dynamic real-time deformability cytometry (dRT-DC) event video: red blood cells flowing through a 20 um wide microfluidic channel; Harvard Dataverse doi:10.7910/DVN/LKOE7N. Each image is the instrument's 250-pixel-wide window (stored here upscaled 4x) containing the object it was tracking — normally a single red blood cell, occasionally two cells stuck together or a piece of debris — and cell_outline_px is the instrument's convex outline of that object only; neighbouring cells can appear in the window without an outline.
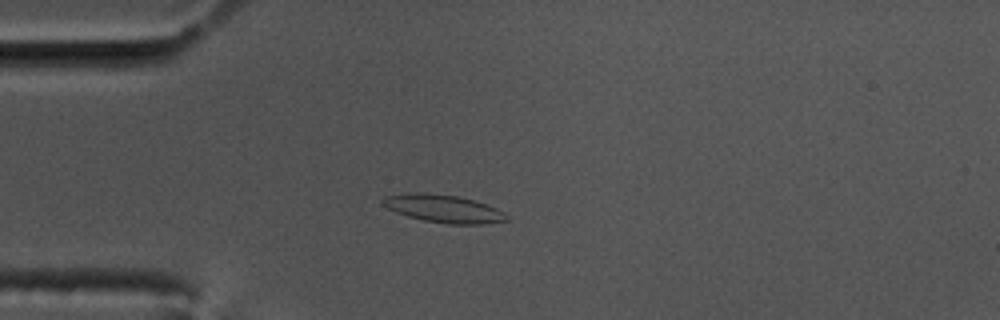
{"species": "common noctule bat (a hibernating species)", "species_latin": "Nyctalus noctula", "temperature_condition": "cold", "stored_images_in_passage": 59, "camera_frame_rate_fps": 3000, "um_per_image_px": 0.085, "animal": {"sex": "male", "body_mass_g": 17.5, "forearm_length_mm": 52.3}, "frame": {"image": 1, "passage_image": 16, "time_ms": 5.0, "image_size_px": [1000, 320], "cell_outline_px": [[508, 220], [484, 224], [448, 224], [424, 220], [408, 216], [396, 212], [380, 204], [380, 200], [384, 196], [408, 192], [424, 192], [456, 196], [476, 200], [488, 204], [504, 212], [508, 216]], "centroid_in_image_um": [37.67, 17.72], "position_along_channel_um": 47.3, "area_um2": 20.29}}
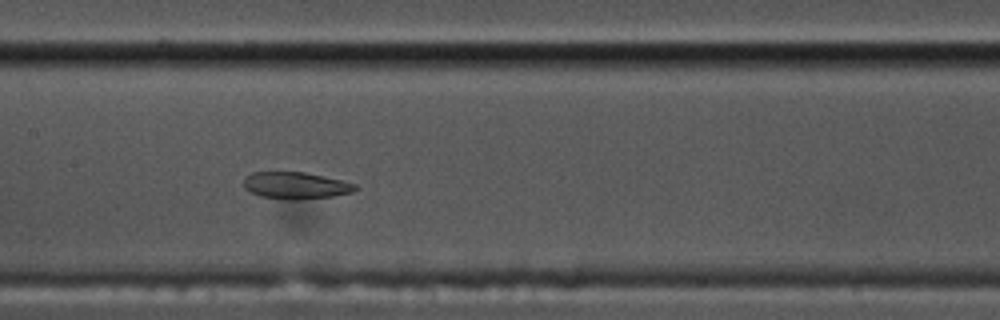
{"frame": {"image": 2, "passage_image": 29, "time_ms": 9.333, "image_size_px": [1000, 320], "cell_outline_px": [[356, 188], [352, 192], [332, 196], [296, 200], [288, 200], [260, 196], [244, 188], [244, 176], [252, 172], [304, 172], [324, 176], [356, 184]], "centroid_in_image_um": [25.09, 15.76], "position_along_channel_um": 182.3, "area_um2": 17.4}}
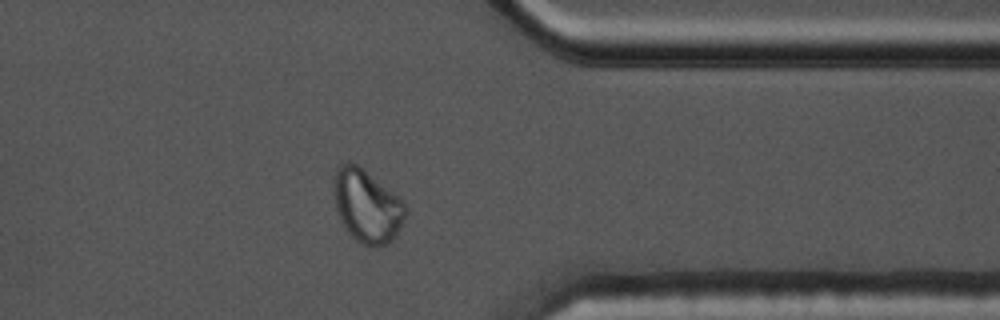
{"frame": {"image": 3, "passage_image": 47, "time_ms": 15.333, "image_size_px": [1000, 320], "cell_outline_px": [[408, 212], [396, 236], [392, 240], [384, 244], [372, 248], [360, 244], [344, 228], [336, 208], [332, 180], [336, 168], [340, 164], [356, 164], [404, 200], [408, 208]], "centroid_in_image_um": [31.21, 17.54], "position_along_channel_um": 380.2, "area_um2": 30.63}, "authors_computed_cell_mechanics": {"area_um2": 19.363, "velocity_mm_per_s": 3.4428, "shape_relaxation_time_tau1_ms": null, "shape_relaxation_time_tau2_ms": 1.9241, "deformation_change_tau1": null, "deformation_change_tau2": 0.062}}